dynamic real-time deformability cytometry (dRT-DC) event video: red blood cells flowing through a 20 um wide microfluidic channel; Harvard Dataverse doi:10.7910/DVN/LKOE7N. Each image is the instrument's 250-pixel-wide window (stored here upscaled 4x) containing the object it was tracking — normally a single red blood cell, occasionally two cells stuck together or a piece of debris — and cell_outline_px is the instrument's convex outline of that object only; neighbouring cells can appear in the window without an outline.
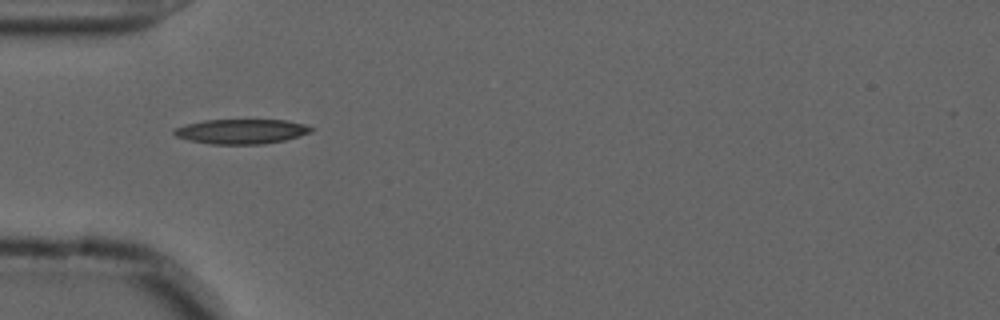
{"species": "common noctule bat (a hibernating species)", "species_latin": "Nyctalus noctula", "temperature_condition": "cold", "stored_images_in_passage": 39, "camera_frame_rate_fps": 3000, "um_per_image_px": 0.085, "animal": {"sex": "male", "forearm_length_mm": 52.5}, "frame": {"image": 1, "passage_image": 1, "time_ms": 0.0, "image_size_px": [1000, 320], "cell_outline_px": [[316, 128], [312, 132], [300, 136], [284, 140], [264, 144], [212, 144], [188, 140], [176, 136], [172, 132], [176, 128], [188, 124], [204, 120], [288, 120], [304, 124]], "centroid_in_image_um": [20.57, 11.17], "position_along_channel_um": 64.4, "area_um2": 19.77}}
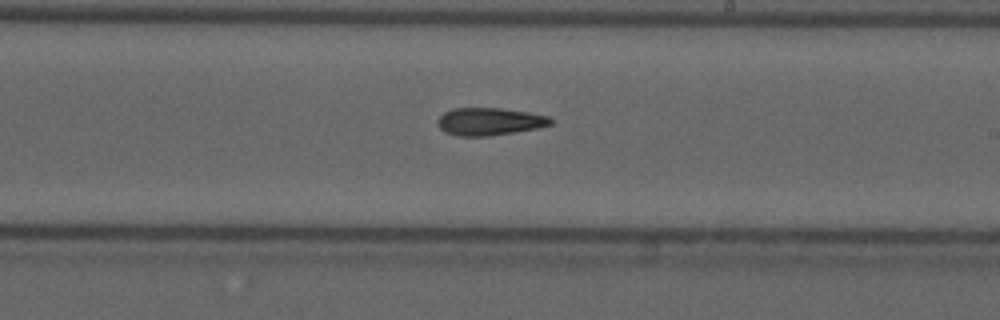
{"frame": {"image": 2, "passage_image": 16, "time_ms": 5.0, "image_size_px": [1000, 320], "cell_outline_px": [[552, 124], [536, 128], [488, 136], [456, 136], [444, 132], [436, 124], [436, 120], [444, 112], [452, 108], [500, 108], [528, 112], [548, 116], [552, 120]], "centroid_in_image_um": [41.54, 10.32], "position_along_channel_um": 247.5, "area_um2": 18.15}}
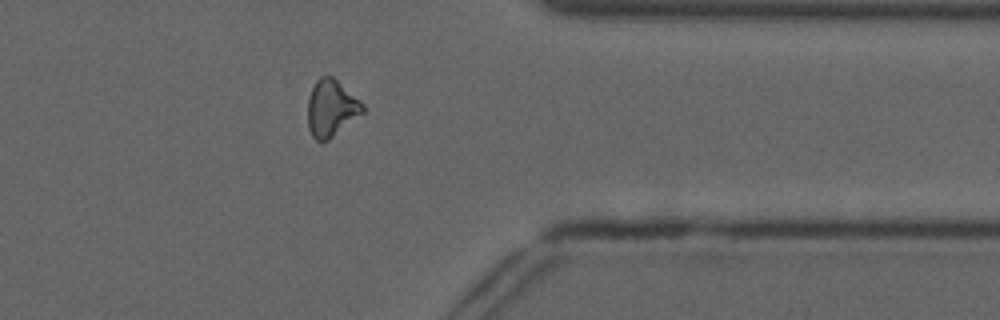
{"frame": {"image": 3, "passage_image": 28, "time_ms": 9.0, "image_size_px": [1000, 320], "cell_outline_px": [[364, 112], [328, 140], [316, 140], [312, 136], [308, 128], [308, 96], [316, 80], [320, 76], [332, 76], [360, 100], [364, 104]], "centroid_in_image_um": [28.15, 9.18], "position_along_channel_um": 383.3, "area_um2": 18.03}}